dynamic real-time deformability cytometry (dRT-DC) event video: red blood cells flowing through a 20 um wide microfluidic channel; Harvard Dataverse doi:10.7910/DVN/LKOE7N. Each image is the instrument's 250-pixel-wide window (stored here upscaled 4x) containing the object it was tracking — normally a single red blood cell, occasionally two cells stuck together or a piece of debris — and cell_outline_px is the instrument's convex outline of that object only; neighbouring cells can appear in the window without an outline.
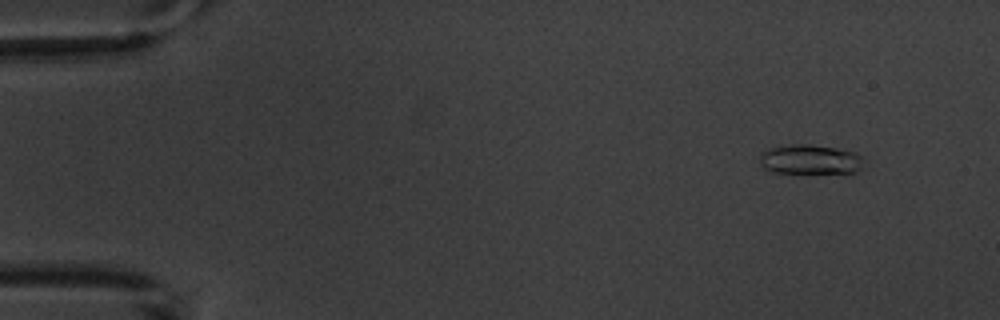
{"species": "common noctule bat (a hibernating species)", "species_latin": "Nyctalus noctula", "temperature_condition": "warm", "stored_images_in_passage": 2, "camera_frame_rate_fps": 3000, "um_per_image_px": 0.085, "animal": {"sex": "male", "body_mass_g": 20.1, "forearm_length_mm": 53.5}, "frame": {"image": 1, "passage_image": 1, "time_ms": 0.0, "image_size_px": [1000, 320], "cell_outline_px": [[860, 168], [856, 172], [772, 172], [764, 168], [760, 164], [760, 156], [764, 152], [772, 148], [788, 144], [808, 144], [836, 148], [852, 152], [860, 156]], "centroid_in_image_um": [68.8, 13.54], "position_along_channel_um": 16.2, "area_um2": 17.34}}